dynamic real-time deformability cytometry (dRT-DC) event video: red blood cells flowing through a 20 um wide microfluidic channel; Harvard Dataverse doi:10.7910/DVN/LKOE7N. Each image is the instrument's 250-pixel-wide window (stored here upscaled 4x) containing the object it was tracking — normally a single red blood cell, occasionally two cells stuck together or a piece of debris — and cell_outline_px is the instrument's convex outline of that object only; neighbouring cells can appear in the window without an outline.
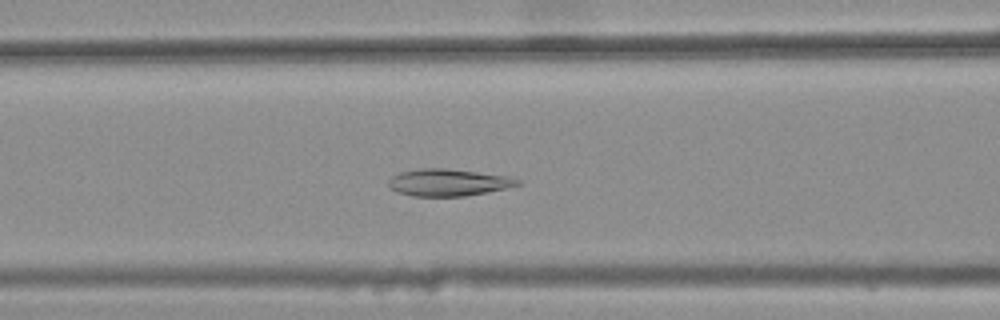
{"species": "common noctule bat (a hibernating species)", "species_latin": "Nyctalus noctula", "temperature_condition": "warm", "stored_images_in_passage": 33, "camera_frame_rate_fps": 3000, "um_per_image_px": 0.085, "animal": {"sex": "female", "body_mass_g": 25.1}, "frame": {"image": 1, "passage_image": 12, "time_ms": 3.667, "image_size_px": [1000, 320], "cell_outline_px": [[524, 184], [508, 188], [488, 192], [464, 196], [412, 196], [396, 192], [388, 184], [388, 180], [392, 176], [400, 172], [420, 168], [444, 168], [508, 176], [520, 180]], "centroid_in_image_um": [38.12, 15.51], "position_along_channel_um": 128.5, "area_um2": 20.4}}
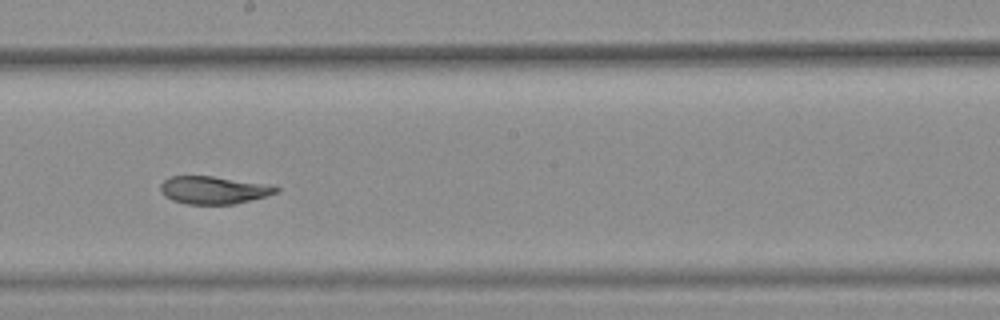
{"frame": {"image": 2, "passage_image": 20, "time_ms": 6.333, "image_size_px": [1000, 320], "cell_outline_px": [[280, 188], [276, 192], [264, 196], [236, 204], [188, 204], [172, 200], [164, 196], [160, 192], [160, 184], [168, 176], [212, 176], [272, 184]], "centroid_in_image_um": [18.13, 16.14], "position_along_channel_um": 230.1, "area_um2": 18.79}}
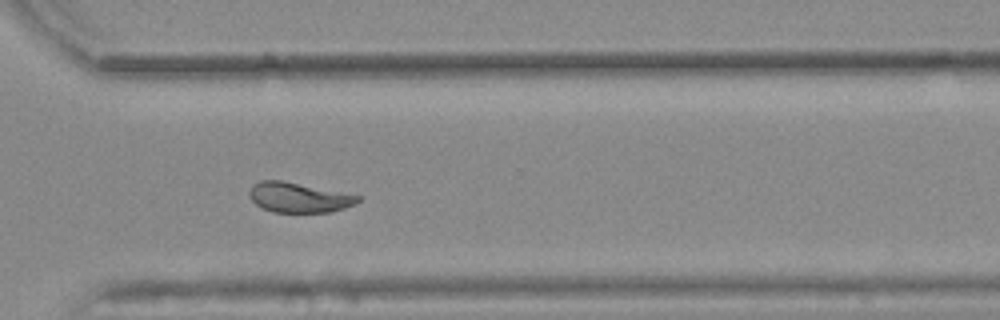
{"frame": {"image": 3, "passage_image": 29, "time_ms": 9.333, "image_size_px": [1000, 320], "cell_outline_px": [[360, 200], [344, 208], [328, 212], [272, 212], [256, 204], [248, 196], [248, 192], [252, 184], [260, 180], [280, 180], [360, 196]], "centroid_in_image_um": [25.32, 16.78], "position_along_channel_um": 345.3, "area_um2": 18.61}, "authors_computed_cell_mechanics": {"area_um2": 19.8832, "velocity_mm_per_s": 3.8225, "shape_relaxation_time_tau1_ms": null, "shape_relaxation_time_tau2_ms": 1.9605, "deformation_change_tau1": null, "deformation_change_tau2": 0.0529}}